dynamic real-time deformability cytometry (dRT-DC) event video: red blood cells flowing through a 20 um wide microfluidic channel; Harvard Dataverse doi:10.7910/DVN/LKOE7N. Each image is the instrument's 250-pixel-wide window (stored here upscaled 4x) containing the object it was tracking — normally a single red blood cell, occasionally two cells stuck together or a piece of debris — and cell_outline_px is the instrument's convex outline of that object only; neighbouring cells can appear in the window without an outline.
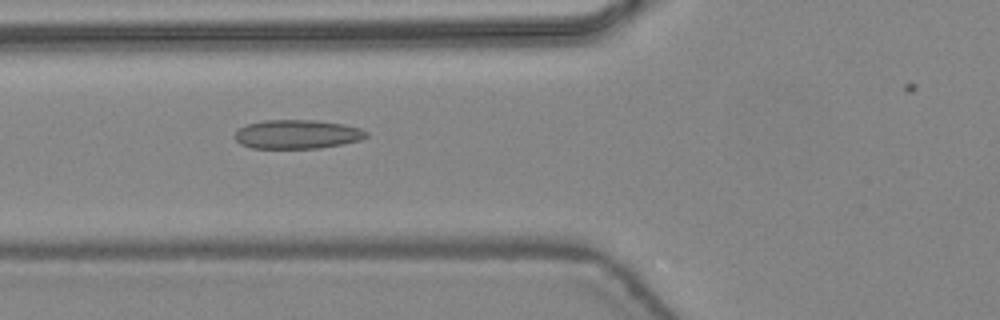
{"species": "common noctule bat (a hibernating species)", "species_latin": "Nyctalus noctula", "temperature_condition": "warm", "stored_images_in_passage": 42, "camera_frame_rate_fps": 3000, "um_per_image_px": 0.085, "animal": {"sex": "female", "body_mass_g": 24.6, "forearm_length_mm": 56.2}, "frame": {"image": 1, "passage_image": 19, "time_ms": 6.0, "image_size_px": [1000, 320], "cell_outline_px": [[368, 136], [360, 140], [344, 144], [320, 148], [252, 148], [240, 144], [232, 136], [240, 128], [248, 124], [264, 120], [316, 120], [344, 124], [360, 128], [368, 132]], "centroid_in_image_um": [25.27, 11.41], "position_along_channel_um": 100.5, "area_um2": 22.31}}
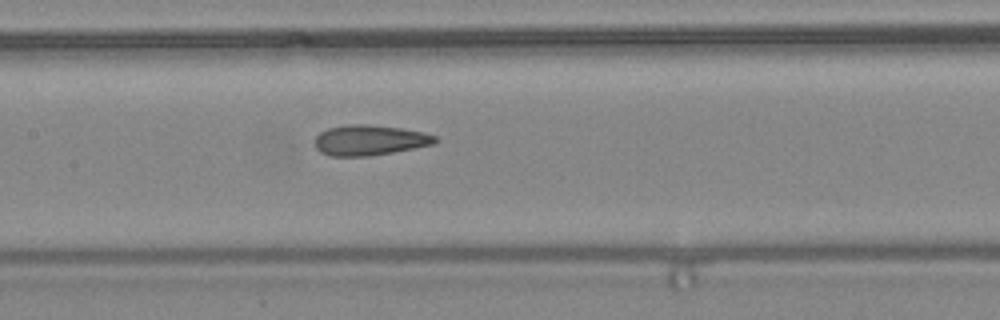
{"frame": {"image": 2, "passage_image": 24, "time_ms": 7.667, "image_size_px": [1000, 320], "cell_outline_px": [[440, 140], [432, 144], [392, 152], [368, 156], [332, 156], [320, 152], [312, 144], [312, 140], [320, 132], [328, 128], [348, 124], [368, 124], [400, 128], [424, 132], [436, 136]], "centroid_in_image_um": [31.36, 11.91], "position_along_channel_um": 176.0, "area_um2": 21.39}}
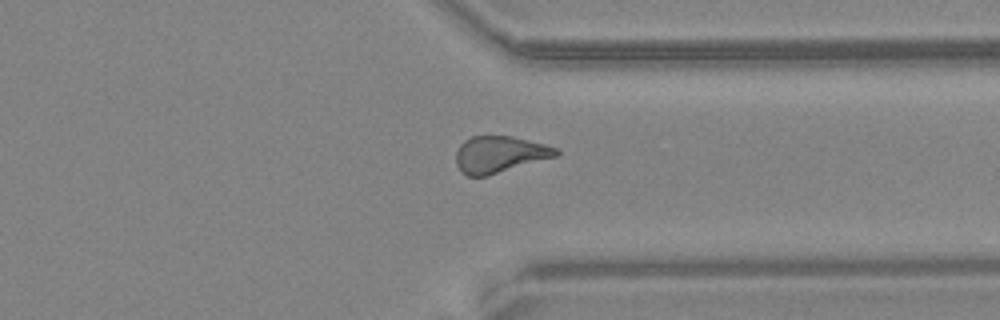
{"frame": {"image": 3, "passage_image": 37, "time_ms": 12.0, "image_size_px": [1000, 320], "cell_outline_px": [[560, 152], [556, 156], [488, 176], [468, 176], [460, 172], [456, 164], [456, 152], [460, 144], [464, 140], [472, 136], [512, 136], [544, 144], [556, 148]], "centroid_in_image_um": [42.42, 13.13], "position_along_channel_um": 369.0, "area_um2": 21.33}}